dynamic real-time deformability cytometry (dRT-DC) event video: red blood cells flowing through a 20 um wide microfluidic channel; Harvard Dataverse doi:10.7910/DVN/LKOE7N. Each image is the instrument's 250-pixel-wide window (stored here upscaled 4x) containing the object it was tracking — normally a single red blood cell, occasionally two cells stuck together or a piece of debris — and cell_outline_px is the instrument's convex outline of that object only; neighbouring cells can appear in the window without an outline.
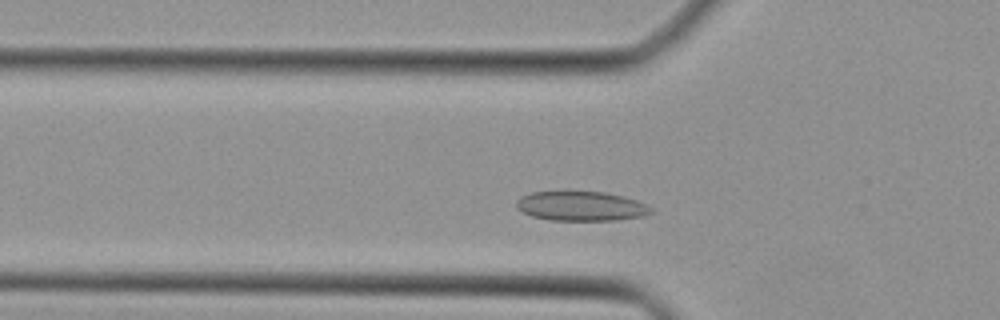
{"species": "Egyptian fruit bat (a non-hibernating species)", "species_latin": "Rousettus aegyptiacus", "temperature_condition": "cold", "stored_images_in_passage": 36, "camera_frame_rate_fps": 3000, "um_per_image_px": 0.085, "animal": {"sex": "female"}, "frame": {"image": 1, "passage_image": 6, "time_ms": 1.667, "image_size_px": [1000, 320], "cell_outline_px": [[656, 212], [644, 216], [616, 220], [548, 220], [532, 216], [516, 208], [516, 200], [520, 196], [532, 192], [564, 188], [604, 192], [636, 200], [652, 208]], "centroid_in_image_um": [49.34, 17.47], "position_along_channel_um": 76.5, "area_um2": 24.1}}
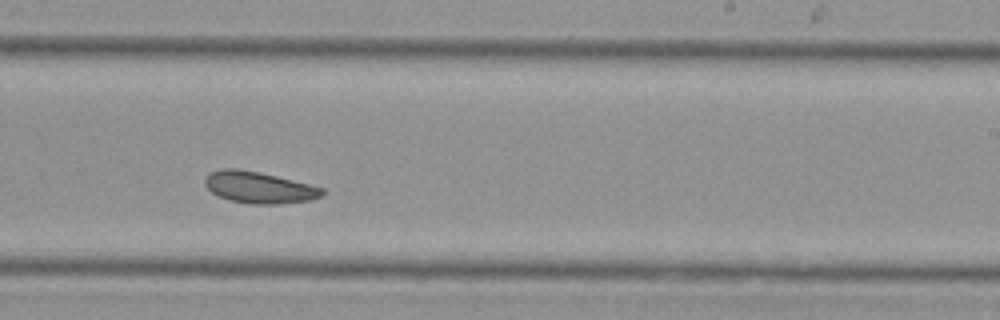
{"frame": {"image": 2, "passage_image": 19, "time_ms": 6.0, "image_size_px": [1000, 320], "cell_outline_px": [[324, 192], [320, 196], [308, 200], [280, 204], [252, 204], [232, 200], [220, 196], [212, 192], [204, 184], [204, 180], [212, 172], [220, 168], [236, 168], [260, 172], [324, 188]], "centroid_in_image_um": [22.01, 15.92], "position_along_channel_um": 267.0, "area_um2": 21.21}}
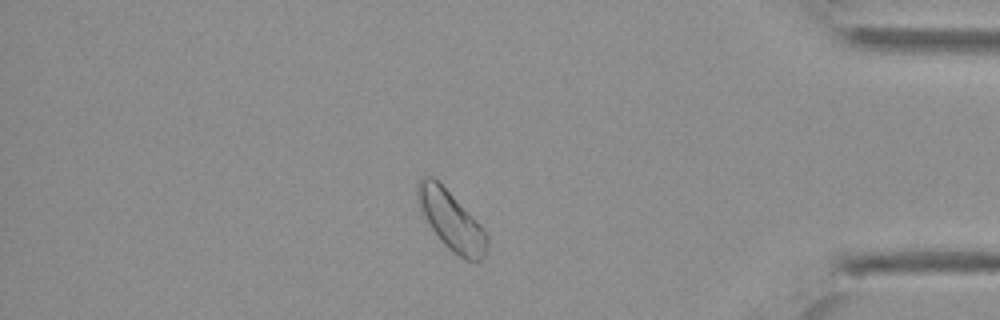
{"frame": {"image": 3, "passage_image": 30, "time_ms": 9.667, "image_size_px": [1000, 320], "cell_outline_px": [[488, 248], [484, 256], [480, 260], [468, 260], [452, 252], [440, 240], [424, 216], [416, 200], [416, 184], [420, 176], [432, 176], [480, 224], [488, 236]], "centroid_in_image_um": [38.33, 18.73], "position_along_channel_um": 396.9, "area_um2": 23.47}}